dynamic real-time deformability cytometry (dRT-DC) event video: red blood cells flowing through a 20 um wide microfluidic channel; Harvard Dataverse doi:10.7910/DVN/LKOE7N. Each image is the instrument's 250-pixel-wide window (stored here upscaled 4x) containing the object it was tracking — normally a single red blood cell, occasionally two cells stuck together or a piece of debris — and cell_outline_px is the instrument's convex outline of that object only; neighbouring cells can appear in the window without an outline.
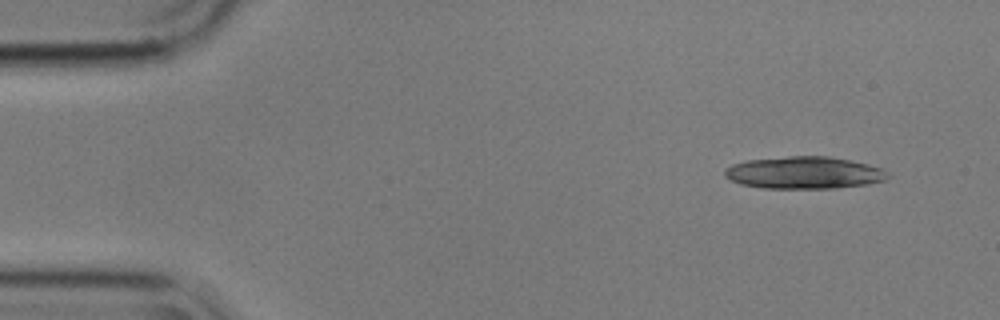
{"species": "common noctule bat (a hibernating species)", "species_latin": "Nyctalus noctula", "temperature_condition": "cold", "stored_images_in_passage": 4, "camera_frame_rate_fps": 3000, "um_per_image_px": 0.085, "animal": {"sex": "male", "body_mass_g": 17.9}, "frame": {"image": 1, "passage_image": 1, "time_ms": 0.0, "image_size_px": [1000, 320], "cell_outline_px": [[892, 176], [888, 180], [868, 184], [836, 188], [764, 188], [740, 184], [724, 176], [724, 168], [732, 164], [748, 160], [788, 156], [828, 156], [868, 164], [880, 168], [888, 172]], "centroid_in_image_um": [68.37, 14.68], "position_along_channel_um": 16.6, "area_um2": 30.75}}